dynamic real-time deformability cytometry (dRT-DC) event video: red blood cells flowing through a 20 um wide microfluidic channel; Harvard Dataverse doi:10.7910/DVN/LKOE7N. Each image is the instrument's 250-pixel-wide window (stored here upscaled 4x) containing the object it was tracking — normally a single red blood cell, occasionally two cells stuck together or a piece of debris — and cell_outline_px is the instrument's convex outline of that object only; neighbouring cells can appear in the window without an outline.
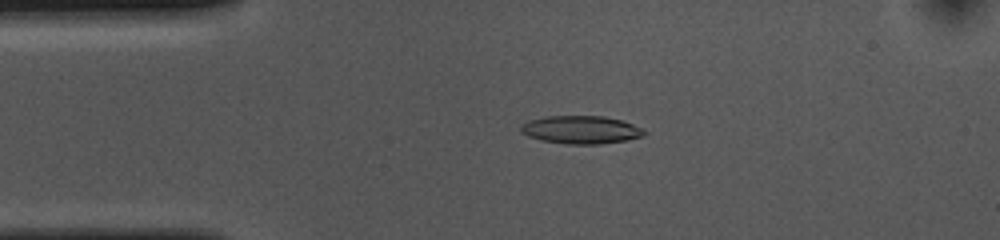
{"species": "common noctule bat (a hibernating species)", "species_latin": "Nyctalus noctula", "temperature_condition": "cold", "stored_images_in_passage": 53, "camera_frame_rate_fps": 3000, "um_per_image_px": 0.085, "animal": {"sex": "female", "body_mass_g": 10.0, "forearm_length_mm": 53.1}, "frame": {"image": 1, "passage_image": 10, "time_ms": 3.0, "image_size_px": [1000, 240], "cell_outline_px": [[648, 132], [644, 136], [628, 140], [600, 144], [568, 144], [540, 140], [528, 136], [520, 132], [520, 124], [528, 120], [548, 116], [604, 116], [620, 120], [644, 128]], "centroid_in_image_um": [49.39, 11.03], "position_along_channel_um": 35.6, "area_um2": 20.35}}
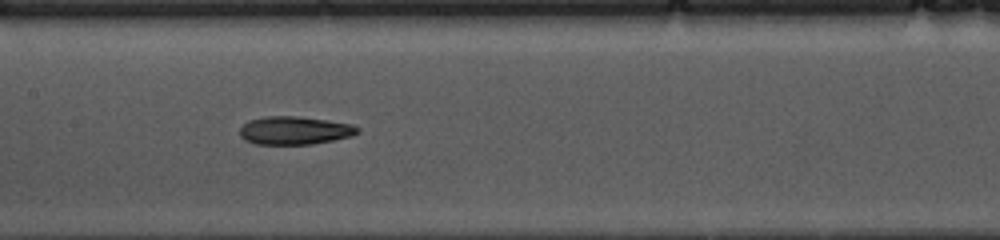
{"frame": {"image": 2, "passage_image": 24, "time_ms": 7.667, "image_size_px": [1000, 240], "cell_outline_px": [[360, 132], [352, 136], [312, 144], [256, 144], [244, 140], [240, 136], [240, 128], [248, 120], [264, 116], [296, 116], [328, 120], [352, 124], [360, 128]], "centroid_in_image_um": [25.04, 11.08], "position_along_channel_um": 182.4, "area_um2": 19.42}}
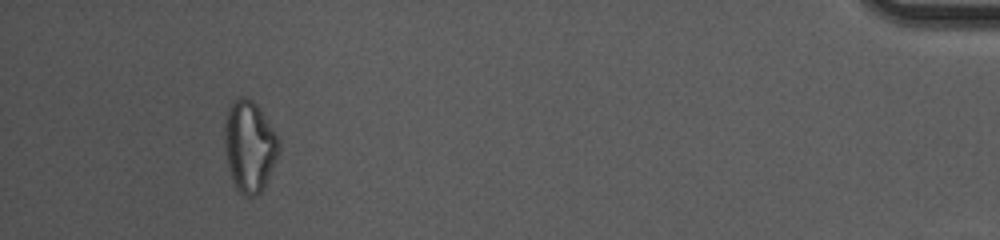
{"frame": {"image": 3, "passage_image": 49, "time_ms": 16.0, "image_size_px": [1000, 240], "cell_outline_px": [[280, 148], [276, 160], [264, 188], [256, 196], [244, 196], [236, 188], [232, 180], [228, 168], [224, 144], [224, 120], [228, 108], [236, 96], [244, 96], [252, 100], [256, 104], [280, 140]], "centroid_in_image_um": [21.18, 12.43], "position_along_channel_um": 414.0, "area_um2": 29.07}, "authors_computed_cell_mechanics": {"area_um2": 19.5942, "velocity_mm_per_s": 3.653, "shape_relaxation_time_tau1_ms": 10.6198, "shape_relaxation_time_tau2_ms": null, "deformation_change_tau1": 0.2295, "deformation_change_tau2": null}}